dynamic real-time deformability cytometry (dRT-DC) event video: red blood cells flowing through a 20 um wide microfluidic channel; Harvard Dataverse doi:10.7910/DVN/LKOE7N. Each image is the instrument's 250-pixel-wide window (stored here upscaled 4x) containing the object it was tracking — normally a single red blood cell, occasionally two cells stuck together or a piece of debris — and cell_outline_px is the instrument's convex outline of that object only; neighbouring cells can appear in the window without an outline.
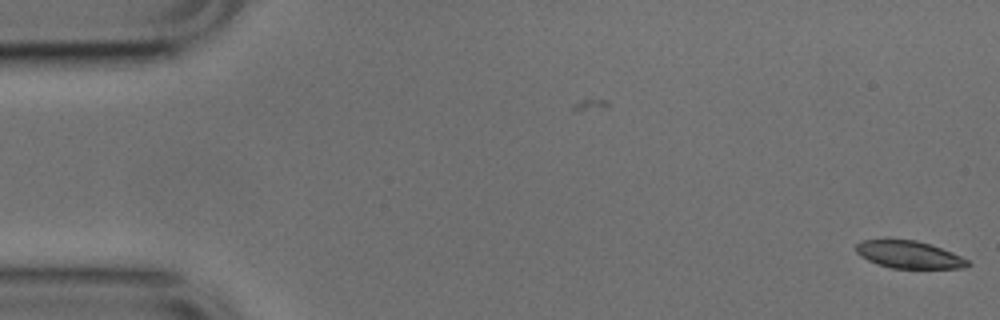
{"species": "common noctule bat (a hibernating species)", "species_latin": "Nyctalus noctula", "temperature_condition": "cold", "stored_images_in_passage": 6, "camera_frame_rate_fps": 3000, "um_per_image_px": 0.085, "animal": {"sex": "male", "body_mass_g": 17.9, "forearm_length_mm": 54.2}, "frame": {"image": 1, "passage_image": 6, "time_ms": 1.667, "image_size_px": [1000, 320], "cell_outline_px": [[972, 264], [964, 268], [892, 268], [868, 260], [860, 256], [856, 252], [856, 244], [860, 240], [888, 236], [916, 240], [952, 252], [968, 260]], "centroid_in_image_um": [77.19, 21.59], "position_along_channel_um": 7.8, "area_um2": 18.38}}